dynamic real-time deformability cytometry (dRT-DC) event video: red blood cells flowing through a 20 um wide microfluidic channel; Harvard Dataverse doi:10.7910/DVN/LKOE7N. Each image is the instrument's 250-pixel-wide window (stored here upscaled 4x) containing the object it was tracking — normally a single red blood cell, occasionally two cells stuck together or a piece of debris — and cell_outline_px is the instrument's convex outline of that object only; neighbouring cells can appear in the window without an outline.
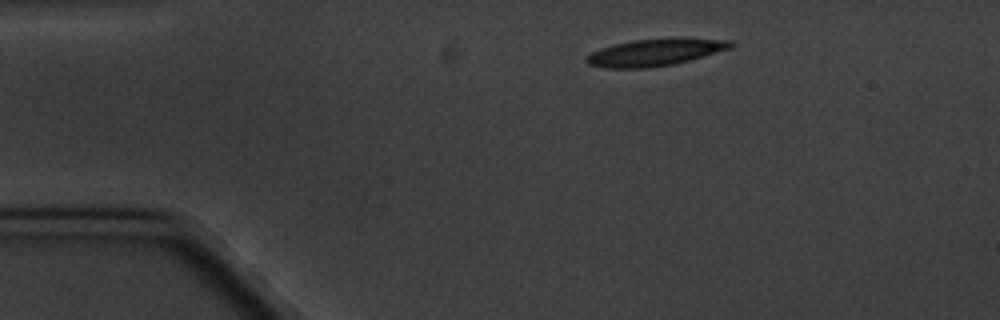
{"species": "common noctule bat (a hibernating species)", "species_latin": "Nyctalus noctula", "temperature_condition": "cold", "stored_images_in_passage": 5, "camera_frame_rate_fps": 3000, "um_per_image_px": 0.085, "animal": {"sex": "male", "body_mass_g": 20.1, "forearm_length_mm": 53.5}, "frame": {"image": 1, "passage_image": 1, "time_ms": 0.0, "image_size_px": [1000, 320], "cell_outline_px": [[736, 44], [732, 48], [688, 60], [672, 64], [648, 68], [608, 68], [588, 64], [584, 60], [584, 56], [600, 48], [612, 44], [632, 40], [668, 36], [680, 36], [732, 40]], "centroid_in_image_um": [55.72, 4.4], "position_along_channel_um": 29.3, "area_um2": 23.52}}
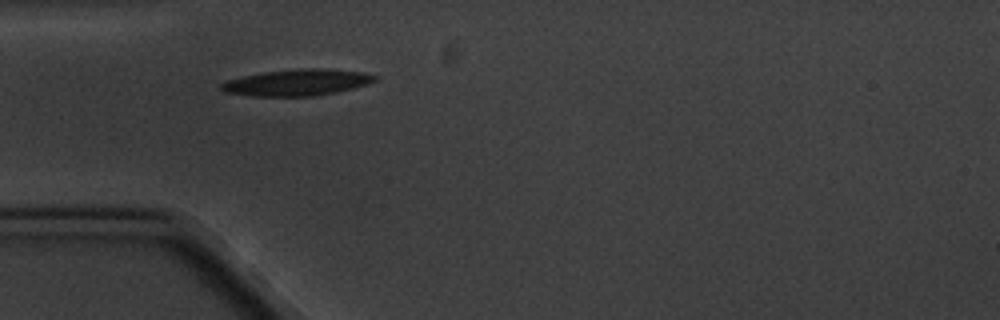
{"frame": {"image": 2, "passage_image": 3, "time_ms": 2.333, "image_size_px": [1000, 320], "cell_outline_px": [[376, 80], [368, 84], [336, 92], [312, 96], [252, 96], [224, 92], [220, 88], [220, 84], [228, 80], [240, 76], [264, 72], [300, 68], [328, 68], [364, 72], [376, 76]], "centroid_in_image_um": [25.24, 7.0], "position_along_channel_um": 59.8, "area_um2": 23.7}}